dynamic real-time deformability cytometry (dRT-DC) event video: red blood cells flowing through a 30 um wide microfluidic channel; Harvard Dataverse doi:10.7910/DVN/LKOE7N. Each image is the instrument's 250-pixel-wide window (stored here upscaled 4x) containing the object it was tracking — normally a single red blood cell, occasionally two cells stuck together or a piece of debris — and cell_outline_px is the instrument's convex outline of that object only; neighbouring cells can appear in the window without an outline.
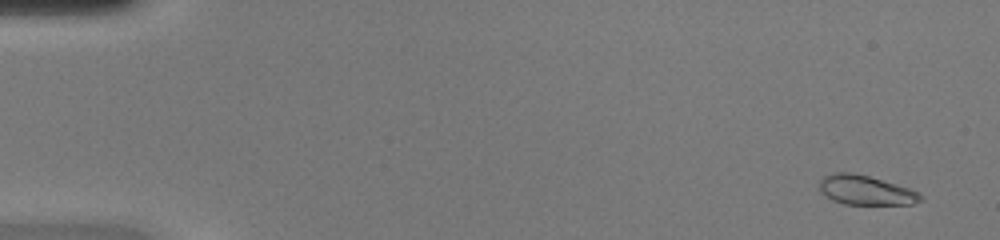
{"species": "common noctule bat (a hibernating species)", "species_latin": "Nyctalus noctula", "temperature_condition": "warm", "stored_images_in_passage": 49, "camera_frame_rate_fps": 3000, "um_per_image_px": 0.085, "animal": {"sex": "female", "body_mass_g": 20.0, "forearm_length_mm": 54.0}, "frame": {"image": 1, "passage_image": 3, "time_ms": 0.667, "image_size_px": [1000, 240], "cell_outline_px": [[924, 200], [912, 204], [844, 204], [832, 200], [820, 192], [820, 180], [824, 176], [836, 172], [852, 172], [868, 176], [908, 188], [924, 196]], "centroid_in_image_um": [73.57, 16.17], "position_along_channel_um": 11.4, "area_um2": 17.22}}
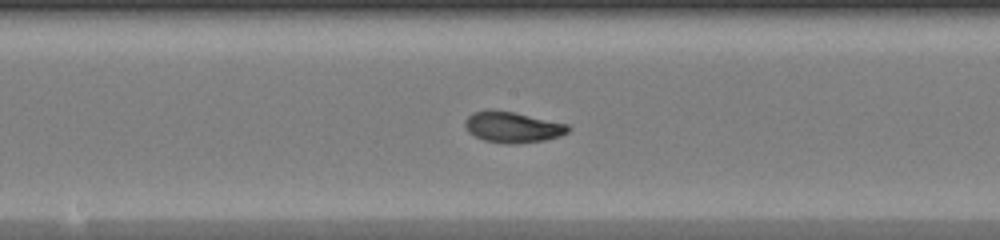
{"frame": {"image": 2, "passage_image": 27, "time_ms": 8.667, "image_size_px": [1000, 240], "cell_outline_px": [[572, 128], [568, 132], [560, 136], [544, 140], [508, 144], [484, 140], [468, 132], [464, 124], [464, 120], [472, 112], [492, 108], [512, 112], [568, 124]], "centroid_in_image_um": [43.54, 10.79], "position_along_channel_um": 204.7, "area_um2": 18.55}}
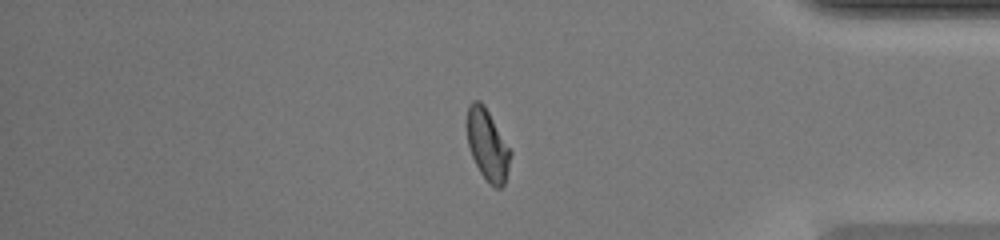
{"frame": {"image": 3, "passage_image": 42, "time_ms": 13.667, "image_size_px": [1000, 240], "cell_outline_px": [[512, 152], [504, 184], [500, 188], [496, 188], [480, 172], [472, 156], [468, 144], [468, 104], [472, 100], [480, 100], [484, 104]], "centroid_in_image_um": [41.44, 12.29], "position_along_channel_um": 393.8, "area_um2": 17.57}, "authors_computed_cell_mechanics": {"area_um2": 18.0336, "velocity_mm_per_s": 4.2561, "shape_relaxation_time_tau1_ms": 3.9429, "shape_relaxation_time_tau2_ms": 0.9725, "deformation_change_tau1": 0.1969, "deformation_change_tau2": 0.0593}}